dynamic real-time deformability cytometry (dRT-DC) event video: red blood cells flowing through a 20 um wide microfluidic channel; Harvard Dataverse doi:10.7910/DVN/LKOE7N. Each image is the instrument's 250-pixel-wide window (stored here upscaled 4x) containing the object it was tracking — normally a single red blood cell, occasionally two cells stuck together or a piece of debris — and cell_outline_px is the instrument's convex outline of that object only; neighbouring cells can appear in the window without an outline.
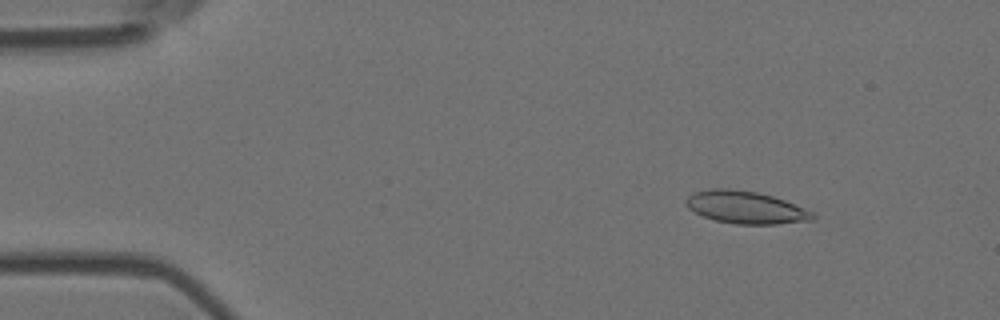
{"species": "Egyptian fruit bat (a non-hibernating species)", "species_latin": "Rousettus aegyptiacus", "temperature_condition": "room temperature", "stored_images_in_passage": 52, "camera_frame_rate_fps": 3000, "um_per_image_px": 0.085, "animal": {"sex": "female"}, "frame": {"image": 1, "passage_image": 4, "time_ms": 1.0, "image_size_px": [1000, 320], "cell_outline_px": [[816, 216], [812, 220], [776, 224], [736, 224], [716, 220], [704, 216], [688, 208], [684, 200], [692, 192], [708, 188], [728, 188], [756, 192], [772, 196], [784, 200], [816, 212]], "centroid_in_image_um": [63.39, 17.62], "position_along_channel_um": 21.6, "area_um2": 24.04}}
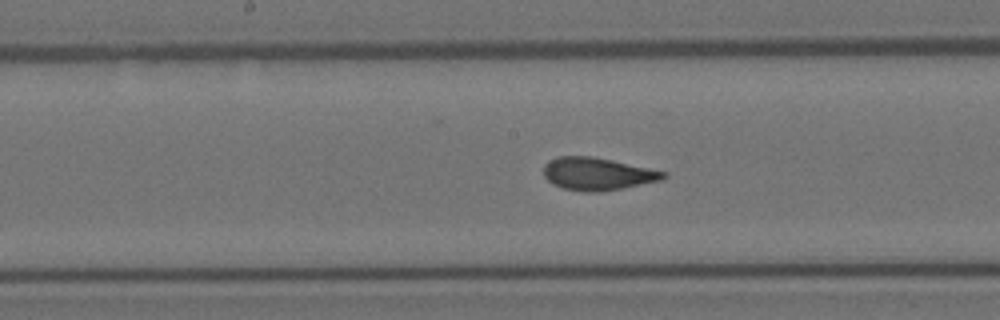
{"frame": {"image": 2, "passage_image": 25, "time_ms": 8.0, "image_size_px": [1000, 320], "cell_outline_px": [[668, 176], [664, 180], [600, 192], [588, 192], [564, 188], [552, 184], [544, 176], [544, 164], [548, 160], [556, 156], [592, 156], [612, 160], [668, 172]], "centroid_in_image_um": [50.8, 14.77], "position_along_channel_um": 197.4, "area_um2": 22.89}}
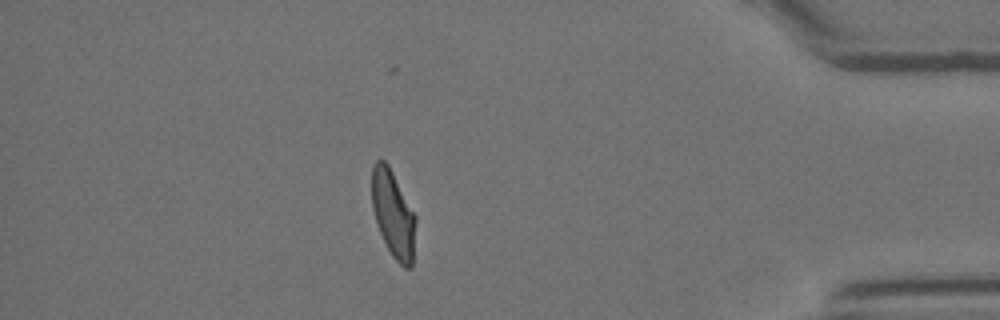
{"frame": {"image": 3, "passage_image": 45, "time_ms": 14.667, "image_size_px": [1000, 320], "cell_outline_px": [[416, 220], [412, 268], [404, 268], [392, 256], [380, 232], [372, 208], [372, 164], [376, 160], [384, 160], [388, 164], [416, 216]], "centroid_in_image_um": [33.42, 18.19], "position_along_channel_um": 401.8, "area_um2": 22.08}, "authors_computed_cell_mechanics": {"area_um2": 22.9177, "velocity_mm_per_s": 3.686, "shape_relaxation_time_tau1_ms": 8.6222, "shape_relaxation_time_tau2_ms": 1.0949, "deformation_change_tau1": 0.224, "deformation_change_tau2": 0.0792}}